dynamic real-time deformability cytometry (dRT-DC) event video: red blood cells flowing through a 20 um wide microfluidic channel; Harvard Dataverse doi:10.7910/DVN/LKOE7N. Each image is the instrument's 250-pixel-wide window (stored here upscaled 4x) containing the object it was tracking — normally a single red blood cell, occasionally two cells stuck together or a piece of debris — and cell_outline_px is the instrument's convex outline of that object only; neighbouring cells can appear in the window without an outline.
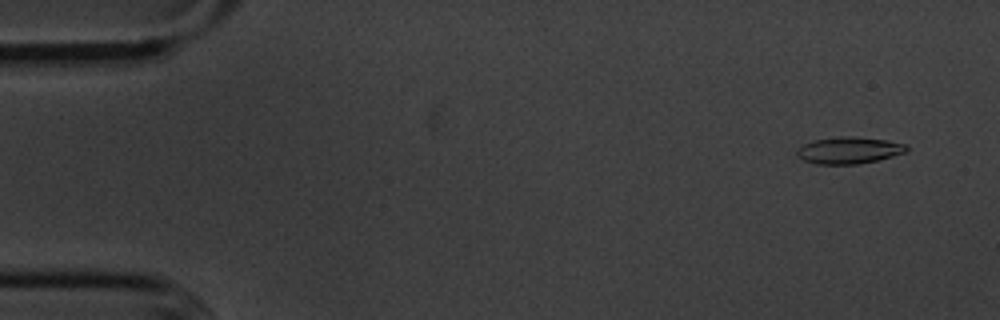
{"species": "common noctule bat (a hibernating species)", "species_latin": "Nyctalus noctula", "temperature_condition": "cold", "stored_images_in_passage": 16, "camera_frame_rate_fps": 3000, "um_per_image_px": 0.085, "animal": {"sex": "male", "body_mass_g": 20.1, "forearm_length_mm": 53.5}, "frame": {"image": 1, "passage_image": 2, "time_ms": 1.0, "image_size_px": [1000, 320], "cell_outline_px": [[908, 148], [904, 152], [892, 156], [876, 160], [856, 164], [816, 164], [804, 160], [796, 156], [796, 152], [804, 144], [816, 140], [840, 136], [852, 136], [888, 140], [904, 144]], "centroid_in_image_um": [72.14, 12.77], "position_along_channel_um": 12.9, "area_um2": 16.82}}
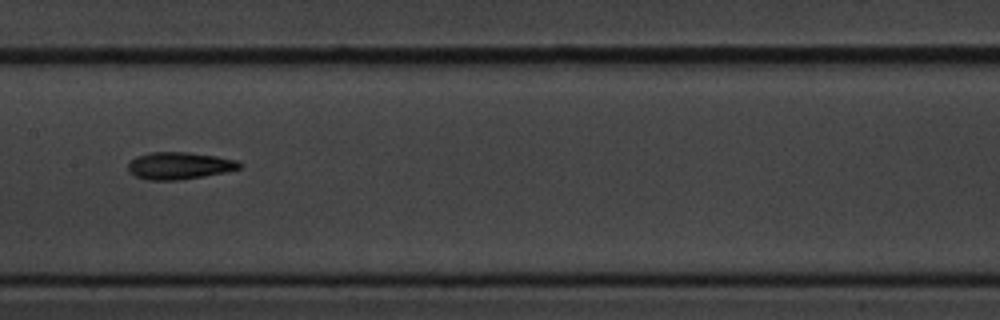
{"frame": {"image": 2, "passage_image": 8, "time_ms": 9.0, "image_size_px": [1000, 320], "cell_outline_px": [[240, 168], [224, 172], [204, 176], [180, 180], [148, 180], [136, 176], [128, 172], [128, 164], [136, 156], [152, 152], [188, 152], [216, 156], [236, 160], [240, 164]], "centroid_in_image_um": [15.21, 14.08], "position_along_channel_um": 192.2, "area_um2": 17.51}}
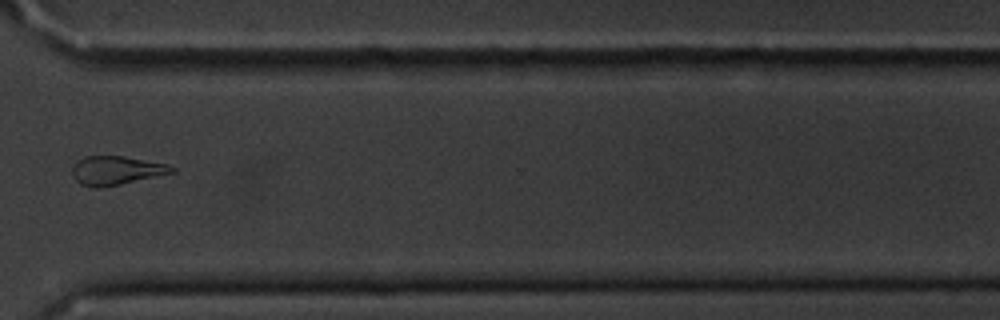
{"frame": {"image": 3, "passage_image": 12, "time_ms": 13.667, "image_size_px": [1000, 320], "cell_outline_px": [[176, 172], [120, 184], [100, 188], [92, 188], [80, 184], [72, 176], [72, 168], [76, 160], [84, 156], [124, 156], [164, 164], [176, 168]], "centroid_in_image_um": [9.82, 14.49], "position_along_channel_um": 360.8, "area_um2": 16.7}, "authors_computed_cell_mechanics": {"area_um2": 17.3111, "velocity_mm_per_s": 3.6289, "shape_relaxation_time_tau1_ms": 4.8784, "shape_relaxation_time_tau2_ms": null, "deformation_change_tau1": 0.114, "deformation_change_tau2": null}}